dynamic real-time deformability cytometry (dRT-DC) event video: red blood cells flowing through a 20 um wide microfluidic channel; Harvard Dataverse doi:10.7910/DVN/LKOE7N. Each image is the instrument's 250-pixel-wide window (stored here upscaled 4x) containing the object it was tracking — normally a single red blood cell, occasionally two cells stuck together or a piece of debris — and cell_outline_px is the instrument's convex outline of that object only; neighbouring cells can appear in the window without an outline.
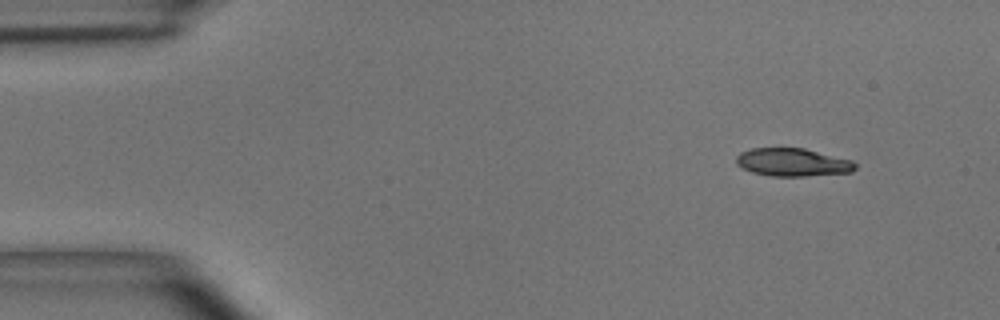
{"species": "common noctule bat (a hibernating species)", "species_latin": "Nyctalus noctula", "temperature_condition": "room temperature", "stored_images_in_passage": 45, "camera_frame_rate_fps": 3000, "um_per_image_px": 0.085, "animal": {"sex": "male", "body_mass_g": 15.6}, "frame": {"image": 1, "passage_image": 1, "time_ms": 0.0, "image_size_px": [1000, 320], "cell_outline_px": [[856, 168], [852, 172], [804, 176], [772, 176], [752, 172], [736, 164], [736, 156], [740, 152], [752, 148], [804, 148], [852, 160], [856, 164]], "centroid_in_image_um": [67.37, 13.79], "position_along_channel_um": 17.6, "area_um2": 19.36}}
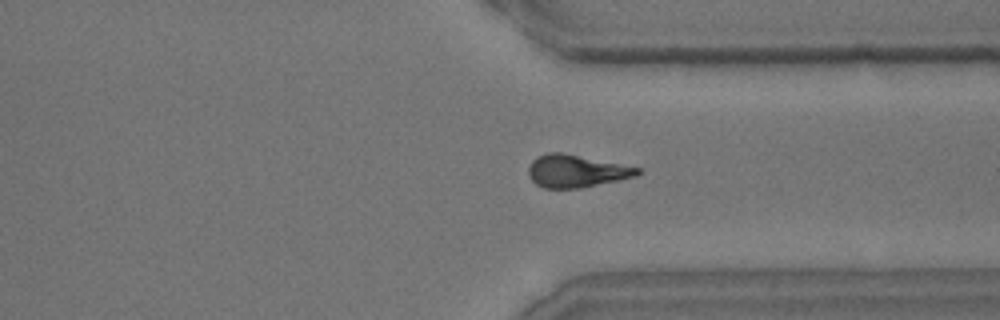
{"frame": {"image": 2, "passage_image": 33, "time_ms": 10.667, "image_size_px": [1000, 320], "cell_outline_px": [[640, 172], [636, 176], [580, 188], [544, 188], [536, 184], [528, 176], [528, 168], [532, 160], [536, 156], [548, 152], [560, 152], [640, 168]], "centroid_in_image_um": [48.92, 14.54], "position_along_channel_um": 362.5, "area_um2": 20.4}}
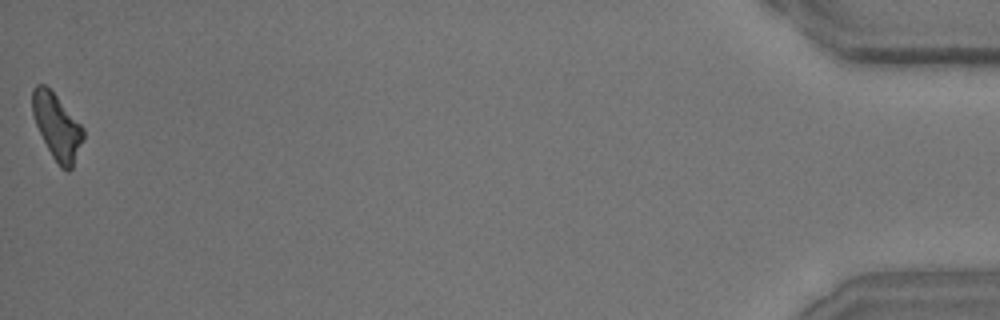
{"frame": {"image": 3, "passage_image": 45, "time_ms": 14.667, "image_size_px": [1000, 320], "cell_outline_px": [[84, 140], [72, 168], [68, 172], [60, 168], [52, 156], [36, 124], [32, 112], [32, 88], [36, 84], [44, 84], [56, 96], [84, 128]], "centroid_in_image_um": [4.85, 10.78], "position_along_channel_um": 430.3, "area_um2": 19.25}, "authors_computed_cell_mechanics": {"area_um2": 20.4034, "velocity_mm_per_s": 4.0662, "shape_relaxation_time_tau1_ms": 4.997, "shape_relaxation_time_tau2_ms": 4.3835, "deformation_change_tau1": 0.1516, "deformation_change_tau2": 0.1438}}